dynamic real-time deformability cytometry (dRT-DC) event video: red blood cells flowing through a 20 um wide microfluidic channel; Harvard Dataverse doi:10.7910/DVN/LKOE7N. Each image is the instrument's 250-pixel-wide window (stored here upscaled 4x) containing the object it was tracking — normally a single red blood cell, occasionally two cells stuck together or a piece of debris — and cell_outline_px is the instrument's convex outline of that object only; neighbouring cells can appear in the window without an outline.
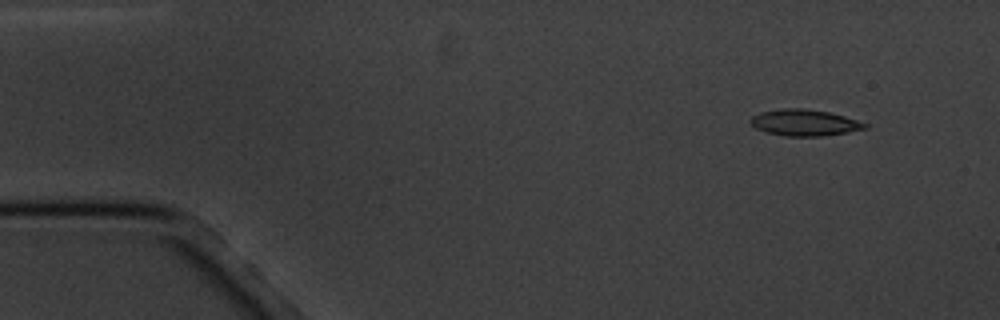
{"species": "common noctule bat (a hibernating species)", "species_latin": "Nyctalus noctula", "temperature_condition": "cold", "stored_images_in_passage": 4, "camera_frame_rate_fps": 3000, "um_per_image_px": 0.085, "animal": {"sex": "male", "body_mass_g": 20.1, "forearm_length_mm": 53.5}, "frame": {"image": 1, "passage_image": 1, "time_ms": 0.0, "image_size_px": [1000, 320], "cell_outline_px": [[868, 128], [848, 132], [820, 136], [784, 136], [768, 132], [756, 128], [748, 120], [752, 116], [760, 112], [780, 108], [804, 108], [828, 112], [844, 116], [868, 124]], "centroid_in_image_um": [68.36, 10.42], "position_along_channel_um": 16.6, "area_um2": 17.51}}
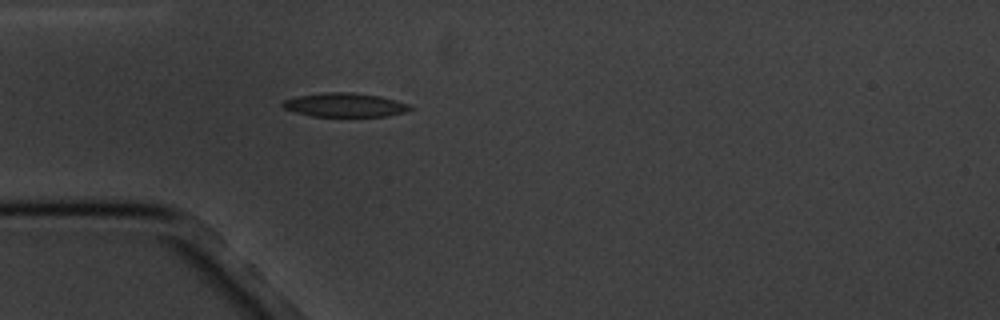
{"frame": {"image": 2, "passage_image": 4, "time_ms": 3.667, "image_size_px": [1000, 320], "cell_outline_px": [[412, 108], [404, 112], [388, 116], [312, 116], [296, 112], [284, 108], [280, 104], [284, 100], [300, 96], [324, 92], [352, 92], [380, 96], [412, 104]], "centroid_in_image_um": [29.35, 8.92], "position_along_channel_um": 55.7, "area_um2": 17.69}}